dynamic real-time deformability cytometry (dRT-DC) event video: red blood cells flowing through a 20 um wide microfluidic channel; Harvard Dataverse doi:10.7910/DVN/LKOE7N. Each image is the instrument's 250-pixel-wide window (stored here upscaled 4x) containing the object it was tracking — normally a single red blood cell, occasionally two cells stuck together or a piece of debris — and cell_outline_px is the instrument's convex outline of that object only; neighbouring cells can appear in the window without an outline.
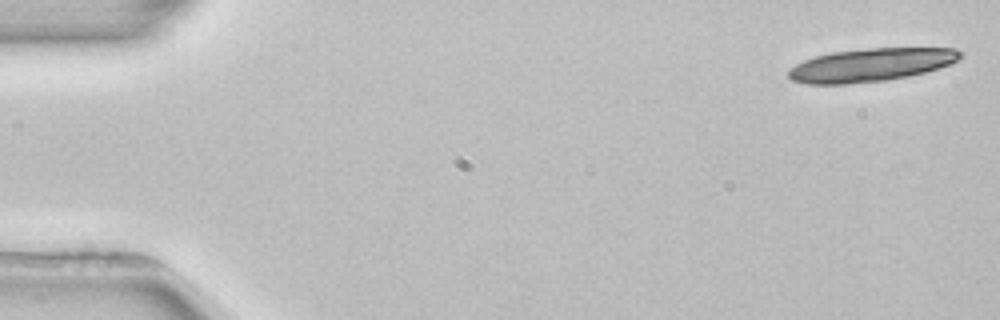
{"species": "common noctule bat (a hibernating species)", "species_latin": "Nyctalus noctula", "temperature_condition": "room temperature", "stored_images_in_passage": 5, "camera_frame_rate_fps": 3000, "um_per_image_px": 0.085, "animal": {"sex": "female", "body_mass_g": 22.7, "forearm_length_mm": 54.2}, "frame": {"image": 1, "passage_image": 1, "time_ms": 0.0, "image_size_px": [1000, 320], "cell_outline_px": [[964, 52], [952, 64], [924, 72], [908, 76], [884, 80], [848, 84], [804, 84], [792, 80], [788, 76], [788, 68], [804, 60], [816, 56], [832, 52], [868, 48], [956, 48]], "centroid_in_image_um": [74.0, 5.52], "position_along_channel_um": 11.0, "area_um2": 33.18}}